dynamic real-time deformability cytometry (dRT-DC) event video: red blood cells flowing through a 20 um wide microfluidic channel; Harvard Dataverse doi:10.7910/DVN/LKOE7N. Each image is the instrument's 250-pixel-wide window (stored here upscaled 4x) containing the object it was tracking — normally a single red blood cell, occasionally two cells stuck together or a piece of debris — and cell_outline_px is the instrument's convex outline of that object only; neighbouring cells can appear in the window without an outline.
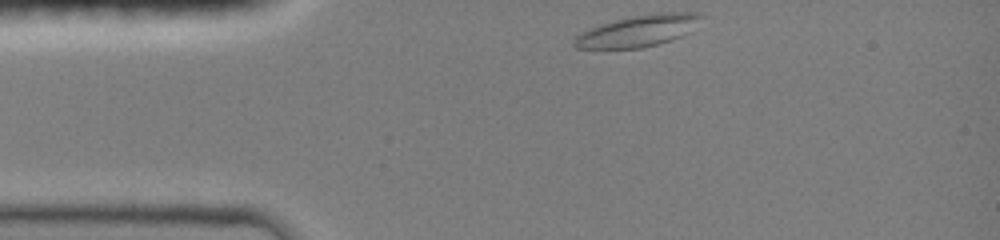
{"species": "common noctule bat (a hibernating species)", "species_latin": "Nyctalus noctula", "temperature_condition": "room temperature", "stored_images_in_passage": 31, "camera_frame_rate_fps": 3000, "um_per_image_px": 0.085, "animal": {"sex": "female", "body_mass_g": 19.0, "forearm_length_mm": 51.5}, "frame": {"image": 1, "passage_image": 1, "time_ms": 0.0, "image_size_px": [1000, 240], "cell_outline_px": [[704, 16], [692, 32], [672, 40], [640, 48], [576, 48], [572, 44], [572, 40], [576, 36], [588, 28], [600, 24], [632, 16], [660, 12], [700, 12]], "centroid_in_image_um": [54.29, 2.61], "position_along_channel_um": 30.7, "area_um2": 23.52}}
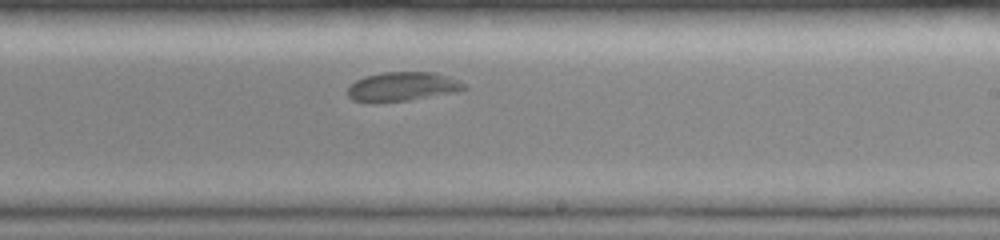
{"frame": {"image": 2, "passage_image": 19, "time_ms": 6.0, "image_size_px": [1000, 240], "cell_outline_px": [[468, 88], [456, 92], [408, 100], [376, 104], [368, 104], [352, 100], [348, 96], [348, 88], [356, 80], [364, 76], [380, 72], [436, 72], [448, 76], [468, 84]], "centroid_in_image_um": [34.19, 7.38], "position_along_channel_um": 254.8, "area_um2": 20.29}}
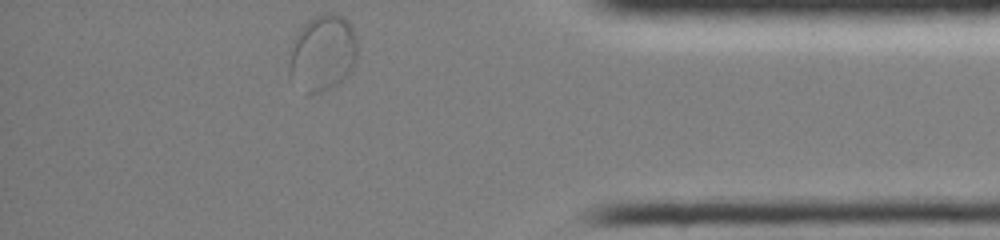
{"frame": {"image": 3, "passage_image": 31, "time_ms": 10.0, "image_size_px": [1000, 240], "cell_outline_px": [[356, 64], [336, 84], [320, 92], [304, 92], [288, 76], [288, 64], [292, 40], [300, 28], [312, 16], [320, 12], [332, 12], [344, 16], [348, 20], [356, 36]], "centroid_in_image_um": [27.39, 4.44], "position_along_channel_um": 407.8, "area_um2": 30.63}, "authors_computed_cell_mechanics": {"area_um2": 20.519, "velocity_mm_per_s": 3.937, "shape_relaxation_time_tau1_ms": 4.3181, "shape_relaxation_time_tau2_ms": 2.1463, "deformation_change_tau1": 0.105, "deformation_change_tau2": 0.0455}}